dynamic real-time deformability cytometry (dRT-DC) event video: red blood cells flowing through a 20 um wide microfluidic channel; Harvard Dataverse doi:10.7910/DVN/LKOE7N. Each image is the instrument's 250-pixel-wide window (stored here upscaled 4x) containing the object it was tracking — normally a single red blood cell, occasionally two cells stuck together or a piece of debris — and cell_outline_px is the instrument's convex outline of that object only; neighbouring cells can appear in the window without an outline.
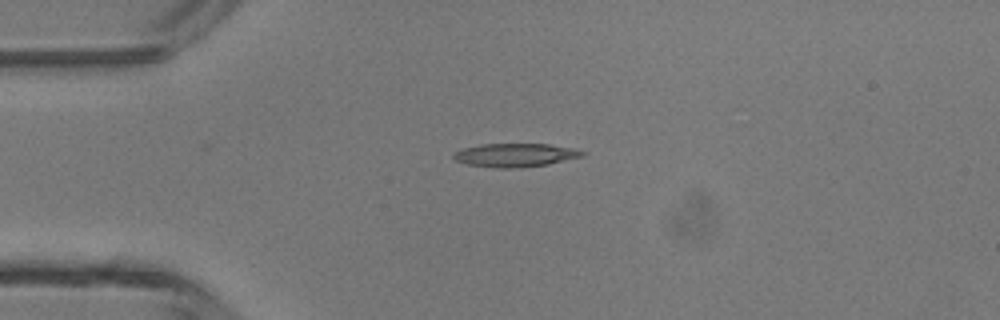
{"species": "common noctule bat (a hibernating species)", "species_latin": "Nyctalus noctula", "temperature_condition": "room temperature", "stored_images_in_passage": 26, "camera_frame_rate_fps": 3000, "um_per_image_px": 0.085, "animal": {"sex": "male", "body_mass_g": 13.3}, "frame": {"image": 1, "passage_image": 1, "time_ms": 0.0, "image_size_px": [1000, 320], "cell_outline_px": [[588, 152], [584, 156], [548, 164], [512, 168], [496, 168], [468, 164], [456, 160], [452, 156], [456, 152], [464, 148], [480, 144], [548, 144], [572, 148]], "centroid_in_image_um": [43.83, 13.18], "position_along_channel_um": 41.2, "area_um2": 17.46}}
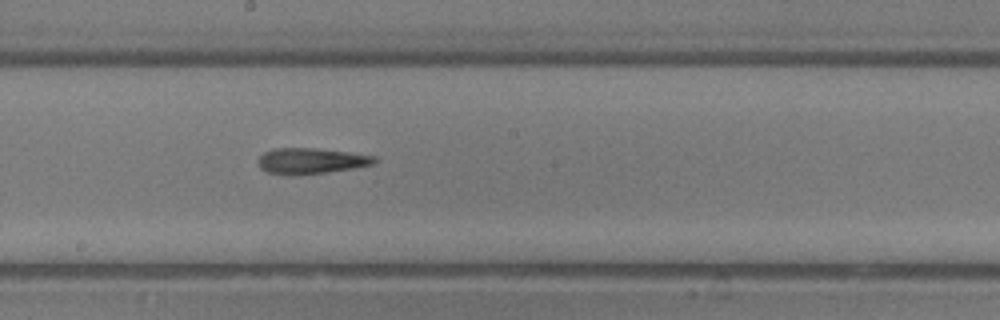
{"frame": {"image": 2, "passage_image": 15, "time_ms": 4.667, "image_size_px": [1000, 320], "cell_outline_px": [[376, 160], [372, 164], [352, 168], [324, 172], [268, 172], [260, 168], [260, 156], [264, 152], [276, 148], [316, 148], [348, 152], [376, 156]], "centroid_in_image_um": [26.49, 13.62], "position_along_channel_um": 221.7, "area_um2": 16.42}}
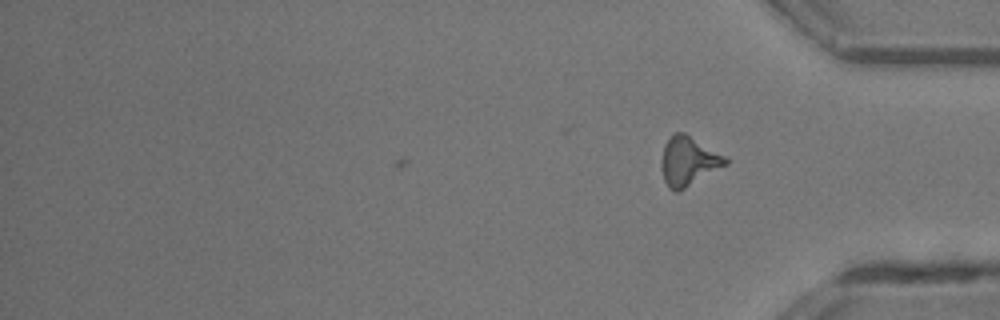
{"frame": {"image": 3, "passage_image": 26, "time_ms": 8.333, "image_size_px": [1000, 320], "cell_outline_px": [[728, 164], [680, 192], [672, 192], [668, 188], [664, 180], [660, 168], [660, 160], [664, 144], [676, 132], [684, 132], [728, 156]], "centroid_in_image_um": [58.52, 13.73], "position_along_channel_um": 376.7, "area_um2": 18.9}, "authors_computed_cell_mechanics": {"area_um2": 16.7909, "velocity_mm_per_s": 4.3852, "shape_relaxation_time_tau1_ms": 7.0706, "shape_relaxation_time_tau2_ms": 3.2425, "deformation_change_tau1": 0.2403, "deformation_change_tau2": 0.1765}}